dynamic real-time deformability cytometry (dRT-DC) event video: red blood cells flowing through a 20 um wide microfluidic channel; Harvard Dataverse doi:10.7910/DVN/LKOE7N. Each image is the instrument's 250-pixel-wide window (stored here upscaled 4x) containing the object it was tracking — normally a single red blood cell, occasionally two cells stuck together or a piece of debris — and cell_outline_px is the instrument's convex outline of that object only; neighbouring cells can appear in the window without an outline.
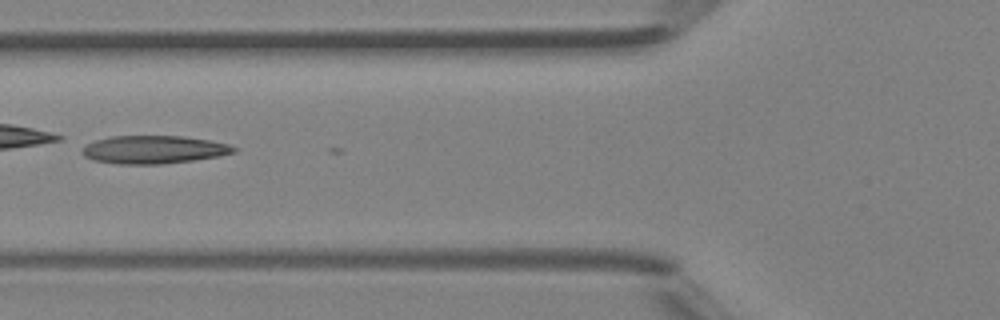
{"species": "Egyptian fruit bat (a non-hibernating species)", "species_latin": "Rousettus aegyptiacus", "temperature_condition": "room temperature", "stored_images_in_passage": 30, "camera_frame_rate_fps": 3000, "um_per_image_px": 0.085, "animal": {"sex": "female"}, "frame": {"image": 1, "passage_image": 17, "time_ms": 5.333, "image_size_px": [1000, 320], "cell_outline_px": [[236, 152], [216, 156], [192, 160], [160, 164], [116, 164], [92, 160], [84, 156], [80, 152], [88, 144], [96, 140], [112, 136], [180, 136], [208, 140], [228, 144], [236, 148]], "centroid_in_image_um": [13.02, 12.72], "position_along_channel_um": 112.8, "area_um2": 24.51}}